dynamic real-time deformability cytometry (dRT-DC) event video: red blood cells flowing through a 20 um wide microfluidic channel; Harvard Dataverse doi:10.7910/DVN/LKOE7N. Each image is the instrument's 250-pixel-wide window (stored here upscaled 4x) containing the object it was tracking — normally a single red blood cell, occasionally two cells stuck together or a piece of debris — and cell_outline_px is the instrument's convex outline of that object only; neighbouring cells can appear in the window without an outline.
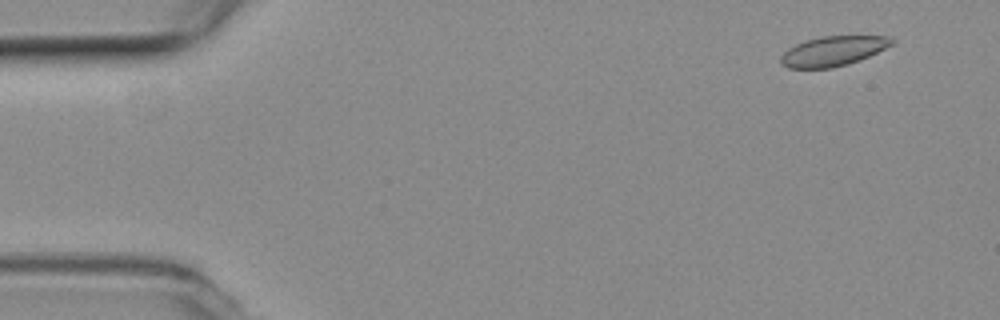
{"species": "common noctule bat (a hibernating species)", "species_latin": "Nyctalus noctula", "temperature_condition": "room temperature", "stored_images_in_passage": 54, "camera_frame_rate_fps": 3000, "um_per_image_px": 0.085, "animal": {"sex": "female", "body_mass_g": 19.3, "forearm_length_mm": 54.1}, "frame": {"image": 1, "passage_image": 4, "time_ms": 1.0, "image_size_px": [1000, 320], "cell_outline_px": [[896, 40], [892, 44], [868, 56], [832, 68], [788, 68], [780, 64], [780, 56], [788, 48], [804, 40], [820, 36], [888, 36]], "centroid_in_image_um": [70.75, 4.33], "position_along_channel_um": 14.3, "area_um2": 19.07}}
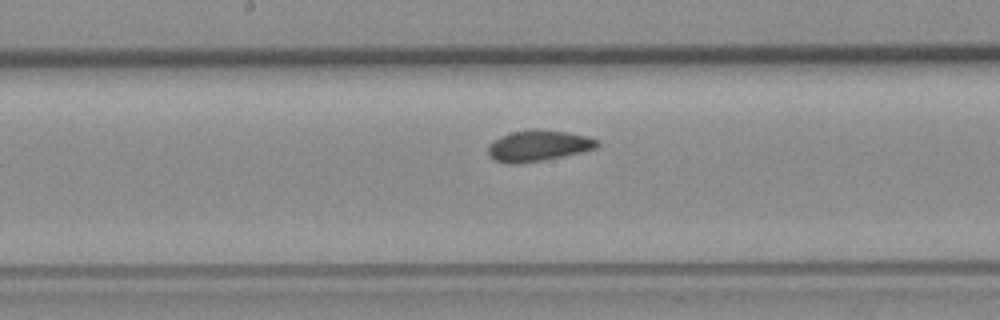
{"frame": {"image": 2, "passage_image": 28, "time_ms": 9.0, "image_size_px": [1000, 320], "cell_outline_px": [[600, 144], [596, 148], [564, 156], [516, 164], [508, 164], [496, 160], [488, 156], [488, 148], [492, 140], [500, 136], [512, 132], [536, 128], [568, 132], [588, 136], [600, 140]], "centroid_in_image_um": [45.76, 12.37], "position_along_channel_um": 202.4, "area_um2": 19.83}}
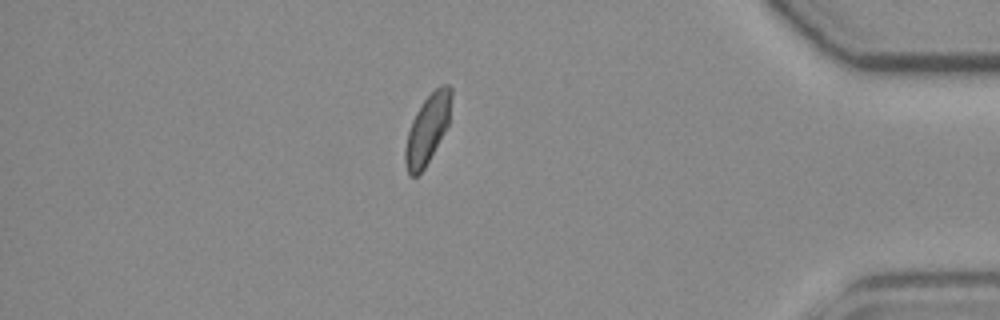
{"frame": {"image": 3, "passage_image": 47, "time_ms": 15.333, "image_size_px": [1000, 320], "cell_outline_px": [[452, 96], [448, 124], [444, 132], [424, 168], [416, 176], [408, 176], [404, 160], [404, 148], [408, 132], [412, 120], [416, 112], [424, 100], [440, 84], [448, 84], [452, 88]], "centroid_in_image_um": [36.32, 10.96], "position_along_channel_um": 398.9, "area_um2": 18.38}, "authors_computed_cell_mechanics": {"area_um2": 19.2185, "velocity_mm_per_s": 3.747, "shape_relaxation_time_tau1_ms": 6.7263, "shape_relaxation_time_tau2_ms": 1.1473, "deformation_change_tau1": 0.0991, "deformation_change_tau2": 0.0421}}